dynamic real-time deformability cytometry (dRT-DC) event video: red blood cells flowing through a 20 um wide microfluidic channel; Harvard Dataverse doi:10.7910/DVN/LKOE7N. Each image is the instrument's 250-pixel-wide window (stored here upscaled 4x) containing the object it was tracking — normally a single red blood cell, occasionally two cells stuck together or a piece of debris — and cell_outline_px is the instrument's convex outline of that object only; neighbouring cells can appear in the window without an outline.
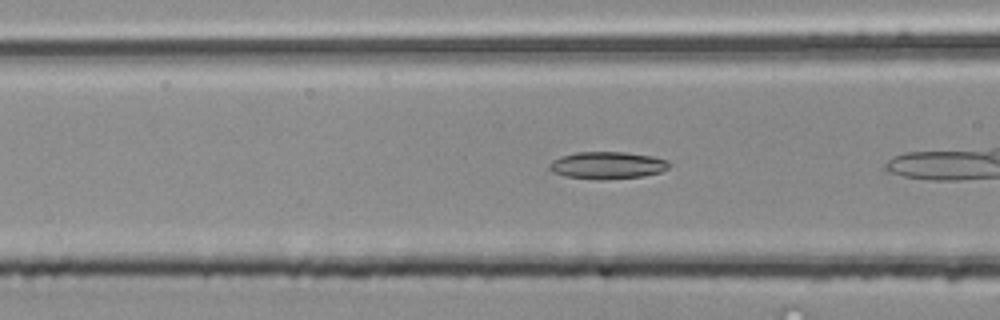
{"species": "common noctule bat (a hibernating species)", "species_latin": "Nyctalus noctula", "temperature_condition": "room temperature", "stored_images_in_passage": 29, "camera_frame_rate_fps": 3000, "um_per_image_px": 0.085, "animal": {"sex": "male", "body_mass_g": 20.4}, "frame": {"image": 1, "passage_image": 9, "time_ms": 2.667, "image_size_px": [1000, 320], "cell_outline_px": [[672, 164], [668, 168], [660, 172], [644, 176], [600, 180], [596, 180], [564, 176], [552, 172], [548, 168], [548, 164], [552, 160], [560, 156], [576, 152], [624, 152], [652, 156], [668, 160]], "centroid_in_image_um": [51.6, 14.05], "position_along_channel_um": 115.0, "area_um2": 19.25}}